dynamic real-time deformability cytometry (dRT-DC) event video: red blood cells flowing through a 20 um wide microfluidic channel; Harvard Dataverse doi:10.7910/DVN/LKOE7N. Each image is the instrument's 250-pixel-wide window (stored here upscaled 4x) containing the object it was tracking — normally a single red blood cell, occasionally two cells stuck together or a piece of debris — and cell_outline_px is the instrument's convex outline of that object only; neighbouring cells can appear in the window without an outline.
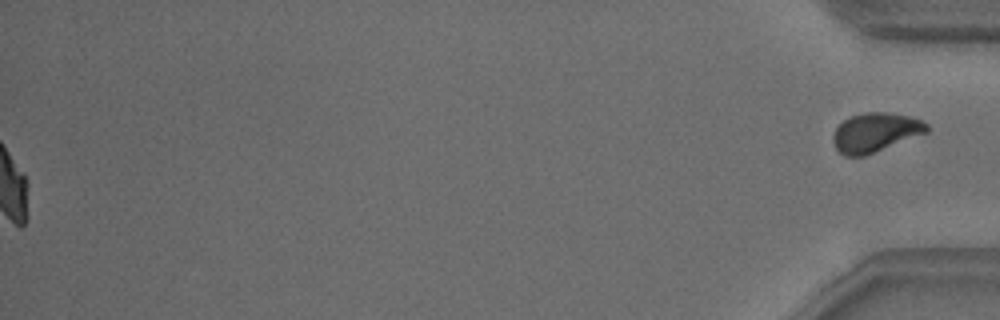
{"species": "common noctule bat (a hibernating species)", "species_latin": "Nyctalus noctula", "temperature_condition": "warm", "stored_images_in_passage": 50, "segment_of_instrument_passage": [2, 2], "camera_frame_rate_fps": 3000, "um_per_image_px": 0.085, "animal": {"sex": "male", "body_mass_g": 18.8}, "frame": {"image": 1, "passage_image": 50, "time_ms": 16.333, "image_size_px": [1000, 320], "cell_outline_px": [[932, 128], [928, 132], [864, 156], [844, 156], [836, 148], [832, 140], [832, 136], [836, 128], [844, 120], [852, 116], [864, 112], [892, 112], [908, 116], [920, 120], [928, 124]], "centroid_in_image_um": [74.42, 11.25], "position_along_channel_um": 360.8, "area_um2": 21.39}}